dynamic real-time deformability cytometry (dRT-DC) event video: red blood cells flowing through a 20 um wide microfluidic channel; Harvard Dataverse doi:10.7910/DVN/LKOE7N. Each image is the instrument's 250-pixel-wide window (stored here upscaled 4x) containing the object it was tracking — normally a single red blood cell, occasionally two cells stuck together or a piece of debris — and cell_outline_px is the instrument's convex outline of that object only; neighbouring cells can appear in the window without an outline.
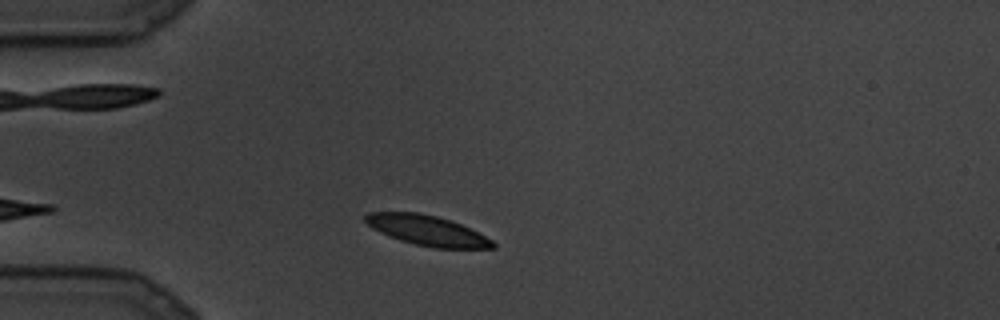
{"species": "common noctule bat (a hibernating species)", "species_latin": "Nyctalus noctula", "temperature_condition": "cold", "stored_images_in_passage": 4, "camera_frame_rate_fps": 3000, "um_per_image_px": 0.085, "animal": {"sex": "male", "body_mass_g": 19.5, "forearm_length_mm": 54.6}, "frame": {"image": 1, "passage_image": 3, "time_ms": 0.667, "image_size_px": [1000, 320], "cell_outline_px": [[496, 248], [432, 248], [400, 240], [388, 236], [372, 228], [364, 220], [364, 216], [368, 212], [420, 212], [452, 220], [492, 240], [496, 244]], "centroid_in_image_um": [36.28, 19.58], "position_along_channel_um": 48.7, "area_um2": 22.25}}